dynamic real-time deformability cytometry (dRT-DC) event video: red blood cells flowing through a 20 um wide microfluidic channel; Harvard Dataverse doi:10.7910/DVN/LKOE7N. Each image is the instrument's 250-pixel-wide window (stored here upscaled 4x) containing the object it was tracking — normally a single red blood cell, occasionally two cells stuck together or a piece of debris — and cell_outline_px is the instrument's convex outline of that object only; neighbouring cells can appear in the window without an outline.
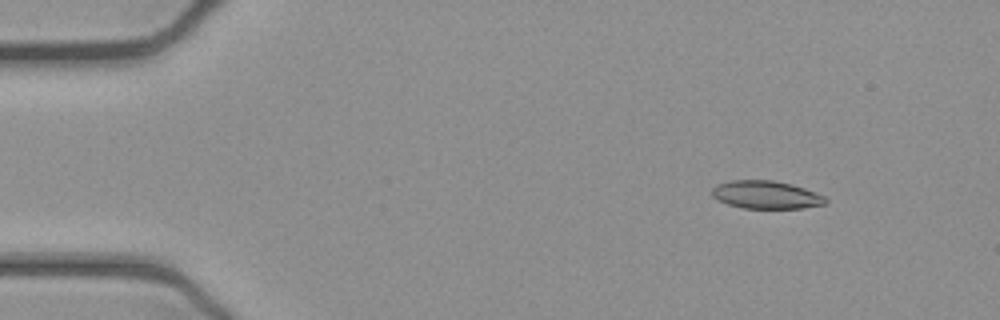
{"species": "common noctule bat (a hibernating species)", "species_latin": "Nyctalus noctula", "temperature_condition": "cold", "stored_images_in_passage": 52, "camera_frame_rate_fps": 3000, "um_per_image_px": 0.085, "animal": {"sex": "female", "body_mass_g": 21.9}, "frame": {"image": 1, "passage_image": 6, "time_ms": 1.667, "image_size_px": [1000, 320], "cell_outline_px": [[828, 200], [824, 204], [804, 208], [744, 208], [728, 204], [712, 196], [712, 188], [716, 184], [732, 180], [772, 180], [792, 184], [816, 192], [824, 196]], "centroid_in_image_um": [65.12, 16.55], "position_along_channel_um": 19.9, "area_um2": 18.44}}
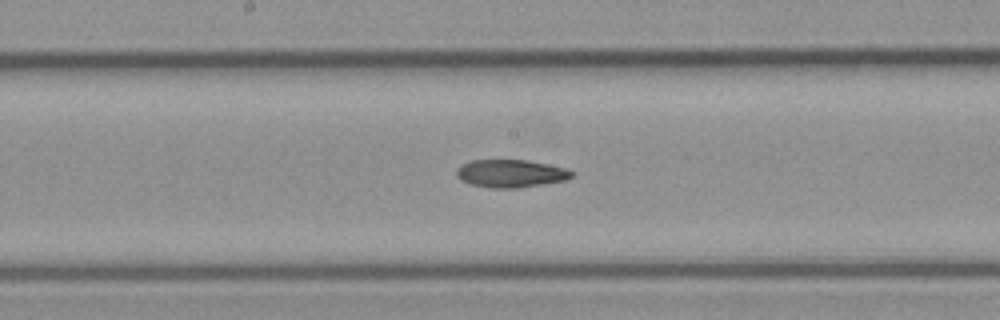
{"frame": {"image": 2, "passage_image": 27, "time_ms": 8.667, "image_size_px": [1000, 320], "cell_outline_px": [[572, 176], [568, 180], [520, 188], [492, 188], [472, 184], [460, 180], [456, 176], [456, 168], [460, 164], [472, 160], [528, 160], [568, 168], [572, 172]], "centroid_in_image_um": [43.41, 14.74], "position_along_channel_um": 204.8, "area_um2": 18.9}}
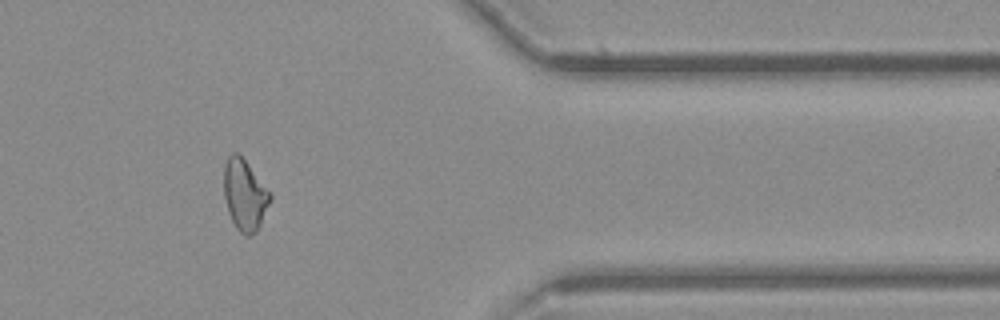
{"frame": {"image": 3, "passage_image": 43, "time_ms": 14.0, "image_size_px": [1000, 320], "cell_outline_px": [[272, 200], [256, 232], [252, 236], [244, 236], [236, 228], [228, 212], [224, 196], [224, 164], [228, 156], [232, 152], [236, 152], [248, 164], [272, 192]], "centroid_in_image_um": [20.82, 16.58], "position_along_channel_um": 390.6, "area_um2": 19.36}, "authors_computed_cell_mechanics": {"area_um2": 19.1896, "velocity_mm_per_s": 3.906, "shape_relaxation_time_tau1_ms": 6.4593, "shape_relaxation_time_tau2_ms": null, "deformation_change_tau1": 0.1674, "deformation_change_tau2": null}}